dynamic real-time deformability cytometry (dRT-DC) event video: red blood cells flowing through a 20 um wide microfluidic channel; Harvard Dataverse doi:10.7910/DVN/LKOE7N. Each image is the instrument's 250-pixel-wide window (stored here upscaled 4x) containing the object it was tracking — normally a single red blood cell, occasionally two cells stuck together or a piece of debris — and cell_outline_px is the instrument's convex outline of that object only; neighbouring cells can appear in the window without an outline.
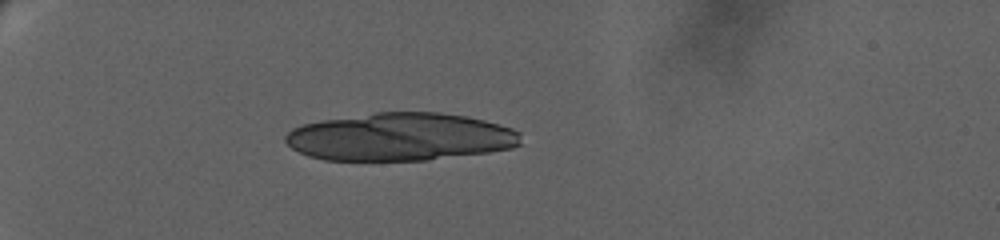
{"species": "human", "species_latin": "Homo sapiens", "temperature_condition": "warm", "stored_images_in_passage": 30, "camera_frame_rate_fps": 3000, "um_per_image_px": 0.085, "donor": {"sex": "female"}, "frame": {"image": 1, "passage_image": 1, "time_ms": 0.0, "image_size_px": [1000, 240], "cell_outline_px": [[520, 144], [512, 148], [488, 152], [428, 160], [324, 160], [308, 156], [292, 148], [284, 140], [284, 136], [292, 128], [304, 124], [324, 120], [376, 112], [440, 112], [468, 116], [500, 124], [512, 128], [520, 132]], "centroid_in_image_um": [34.04, 11.63], "position_along_channel_um": 51.0, "area_um2": 65.66}}
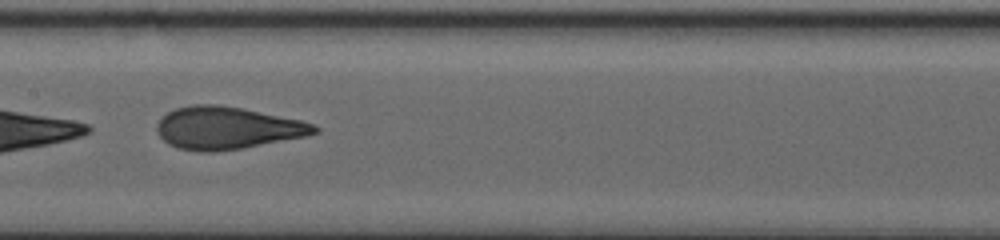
{"frame": {"image": 2, "passage_image": 13, "time_ms": 6.333, "image_size_px": [1000, 240], "cell_outline_px": [[320, 132], [308, 136], [240, 148], [212, 152], [200, 152], [176, 148], [168, 144], [156, 132], [156, 124], [168, 112], [176, 108], [192, 104], [216, 104], [244, 108], [300, 120], [312, 124], [320, 128]], "centroid_in_image_um": [19.3, 10.88], "position_along_channel_um": 188.1, "area_um2": 39.02}, "authors_computed_cell_mechanics": {"area_um2": 38.8127, "velocity_mm_per_s": 3.0405, "shape_relaxation_time_tau1_ms": null, "shape_relaxation_time_tau2_ms": 0.7917, "deformation_change_tau1": null, "deformation_change_tau2": 0.0868}}